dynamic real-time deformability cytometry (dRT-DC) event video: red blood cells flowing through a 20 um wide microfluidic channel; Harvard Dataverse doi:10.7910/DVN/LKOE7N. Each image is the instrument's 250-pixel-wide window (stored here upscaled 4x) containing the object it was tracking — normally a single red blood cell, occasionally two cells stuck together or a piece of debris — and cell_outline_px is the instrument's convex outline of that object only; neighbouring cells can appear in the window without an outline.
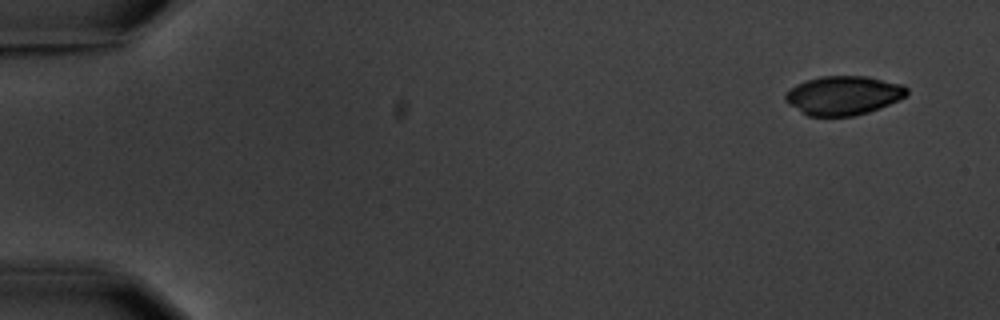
{"species": "common noctule bat (a hibernating species)", "species_latin": "Nyctalus noctula", "temperature_condition": "warm", "stored_images_in_passage": 5, "camera_frame_rate_fps": 3000, "um_per_image_px": 0.085, "animal": {"sex": "male", "body_mass_g": 20.1, "forearm_length_mm": 53.5}, "frame": {"image": 1, "passage_image": 1, "time_ms": 0.0, "image_size_px": [1000, 320], "cell_outline_px": [[908, 92], [904, 96], [880, 108], [868, 112], [852, 116], [808, 116], [788, 104], [784, 100], [784, 96], [796, 84], [820, 76], [868, 76], [904, 84], [908, 88]], "centroid_in_image_um": [71.69, 8.1], "position_along_channel_um": 13.3, "area_um2": 27.51}}